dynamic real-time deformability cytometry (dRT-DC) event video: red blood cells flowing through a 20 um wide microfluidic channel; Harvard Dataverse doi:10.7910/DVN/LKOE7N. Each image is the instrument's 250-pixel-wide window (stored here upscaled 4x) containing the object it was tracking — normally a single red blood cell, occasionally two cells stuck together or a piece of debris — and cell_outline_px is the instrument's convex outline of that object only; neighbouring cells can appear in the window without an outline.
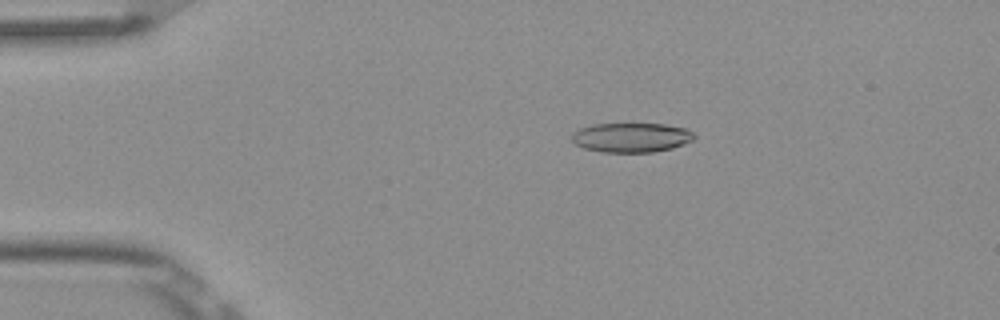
{"species": "Egyptian fruit bat (a non-hibernating species)", "species_latin": "Rousettus aegyptiacus", "temperature_condition": "room temperature", "stored_images_in_passage": 6, "camera_frame_rate_fps": 3000, "um_per_image_px": 0.085, "frame": {"image": 1, "passage_image": 3, "time_ms": 0.667, "image_size_px": [1000, 320], "cell_outline_px": [[696, 136], [692, 140], [684, 144], [672, 148], [652, 152], [604, 152], [584, 148], [576, 144], [572, 140], [572, 132], [580, 128], [592, 124], [664, 124], [684, 128], [692, 132]], "centroid_in_image_um": [53.65, 11.68], "position_along_channel_um": 31.3, "area_um2": 20.92}}
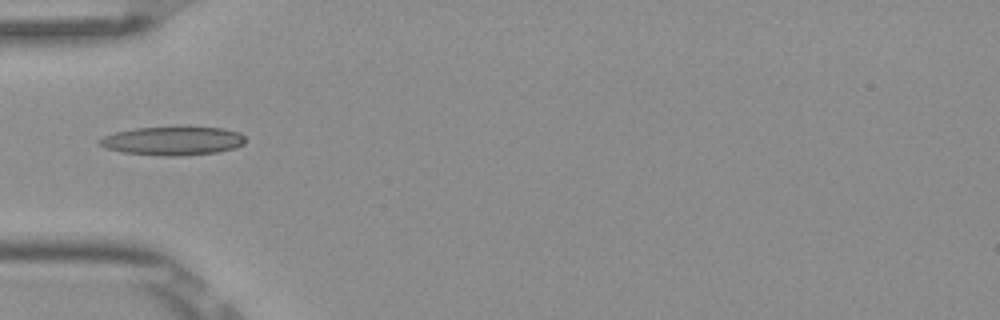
{"frame": {"image": 2, "passage_image": 5, "time_ms": 1.333, "image_size_px": [1000, 320], "cell_outline_px": [[244, 144], [232, 148], [216, 152], [180, 156], [160, 156], [120, 152], [104, 148], [96, 140], [104, 136], [116, 132], [136, 128], [180, 124], [188, 124], [224, 128], [240, 132], [244, 136]], "centroid_in_image_um": [14.68, 11.92], "position_along_channel_um": 70.3, "area_um2": 25.49}}
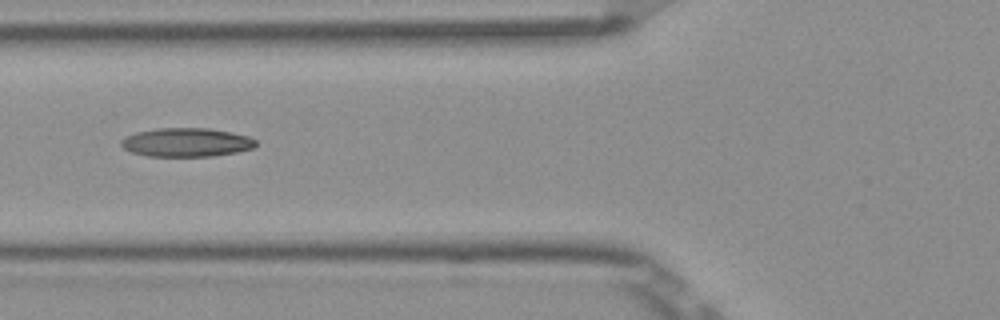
{"frame": {"image": 3, "passage_image": 6, "time_ms": 1.667, "image_size_px": [1000, 320], "cell_outline_px": [[256, 144], [252, 148], [236, 152], [212, 156], [148, 156], [132, 152], [124, 148], [120, 144], [120, 140], [124, 136], [136, 132], [156, 128], [208, 128], [232, 132], [248, 136], [256, 140]], "centroid_in_image_um": [15.81, 12.09], "position_along_channel_um": 110.0, "area_um2": 22.6}}